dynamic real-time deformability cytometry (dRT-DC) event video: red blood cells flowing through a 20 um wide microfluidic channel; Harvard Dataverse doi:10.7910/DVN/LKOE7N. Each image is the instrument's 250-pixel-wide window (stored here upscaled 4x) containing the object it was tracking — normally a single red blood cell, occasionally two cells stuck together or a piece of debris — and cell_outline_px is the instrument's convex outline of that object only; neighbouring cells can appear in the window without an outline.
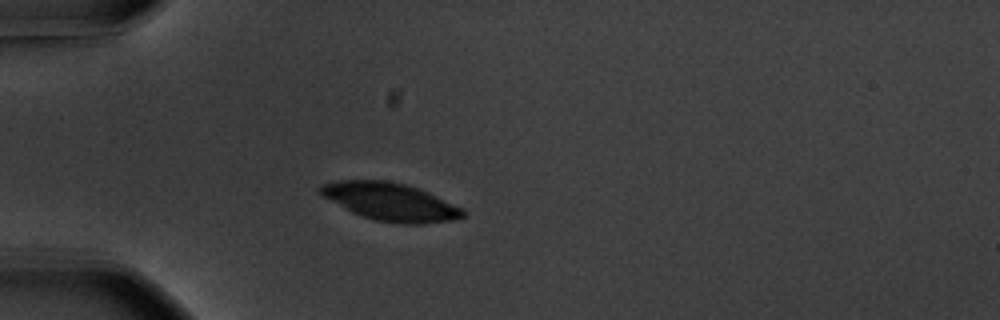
{"species": "common noctule bat (a hibernating species)", "species_latin": "Nyctalus noctula", "temperature_condition": "warm", "stored_images_in_passage": 41, "camera_frame_rate_fps": 3000, "um_per_image_px": 0.085, "animal": {"sex": "male", "body_mass_g": 20.1, "forearm_length_mm": 53.5}, "frame": {"image": 1, "passage_image": 1, "time_ms": 0.0, "image_size_px": [1000, 320], "cell_outline_px": [[464, 216], [452, 220], [424, 224], [404, 224], [376, 220], [352, 212], [320, 196], [316, 188], [320, 184], [340, 180], [384, 180], [404, 184], [428, 192], [464, 208]], "centroid_in_image_um": [33.14, 17.14], "position_along_channel_um": 51.9, "area_um2": 31.44}}
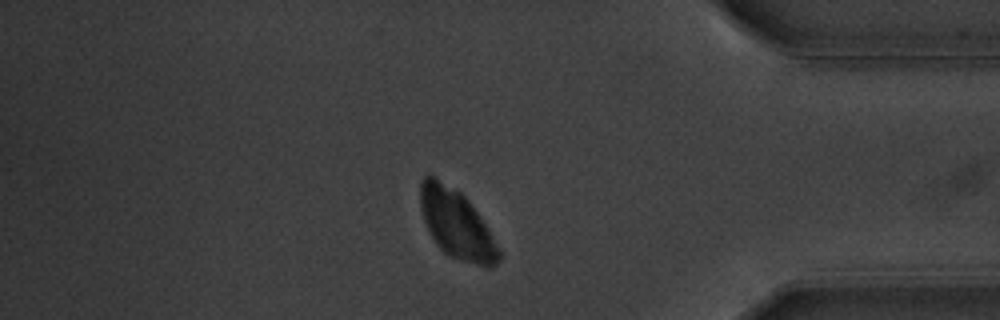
{"frame": {"image": 2, "passage_image": 33, "time_ms": 10.667, "image_size_px": [1000, 320], "cell_outline_px": [[500, 260], [496, 264], [488, 268], [460, 260], [448, 256], [440, 248], [432, 236], [424, 220], [420, 204], [420, 184], [424, 176], [428, 172], [460, 192], [468, 200], [480, 216], [500, 252]], "centroid_in_image_um": [38.78, 19.04], "position_along_channel_um": 396.4, "area_um2": 31.1}}
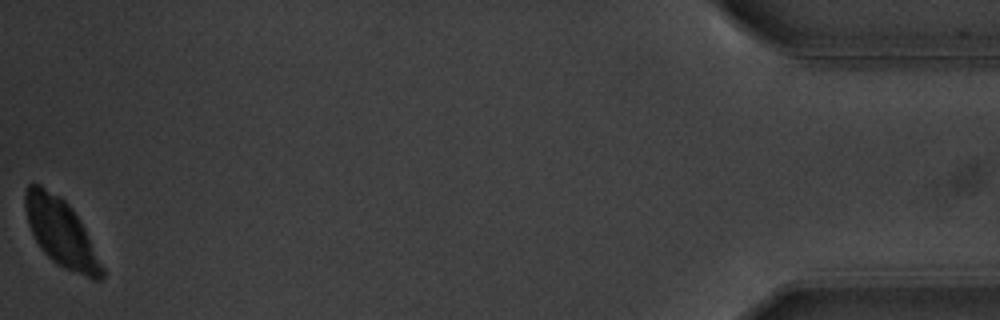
{"frame": {"image": 3, "passage_image": 41, "time_ms": 13.333, "image_size_px": [1000, 320], "cell_outline_px": [[104, 276], [100, 280], [92, 280], [64, 268], [56, 264], [40, 248], [28, 224], [24, 204], [24, 196], [28, 184], [40, 184], [60, 196], [72, 208], [80, 220], [104, 268]], "centroid_in_image_um": [5.18, 19.78], "position_along_channel_um": 430.0, "area_um2": 30.17}}